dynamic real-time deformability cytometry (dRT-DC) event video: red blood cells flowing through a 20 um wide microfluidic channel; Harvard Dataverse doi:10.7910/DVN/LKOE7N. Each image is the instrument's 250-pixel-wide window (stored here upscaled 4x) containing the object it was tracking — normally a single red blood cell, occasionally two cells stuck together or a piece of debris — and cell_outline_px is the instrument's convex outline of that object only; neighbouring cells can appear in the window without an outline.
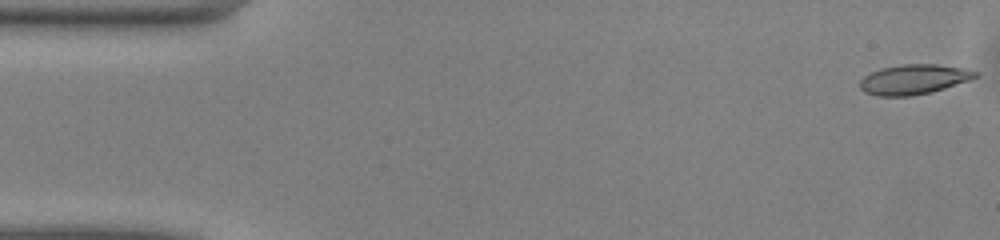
{"species": "common noctule bat (a hibernating species)", "species_latin": "Nyctalus noctula", "temperature_condition": "warm", "stored_images_in_passage": 49, "camera_frame_rate_fps": 3000, "um_per_image_px": 0.085, "animal": {"sex": "male", "body_mass_g": 13.0, "forearm_length_mm": 53.1}, "frame": {"image": 1, "passage_image": 1, "time_ms": 0.0, "image_size_px": [1000, 240], "cell_outline_px": [[980, 76], [932, 92], [912, 96], [876, 96], [864, 92], [860, 88], [860, 80], [864, 76], [880, 68], [900, 64], [936, 64], [960, 68], [980, 72]], "centroid_in_image_um": [77.65, 6.75], "position_along_channel_um": 7.4, "area_um2": 20.11}}
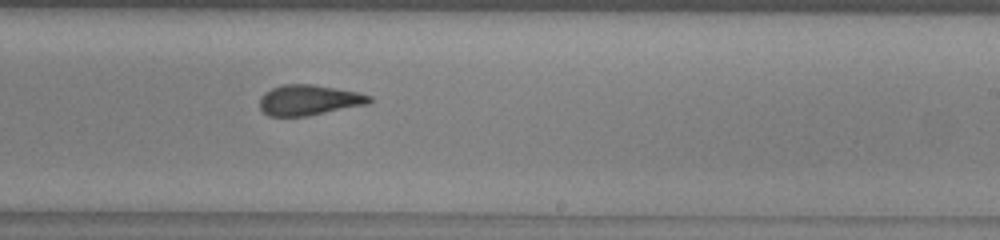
{"frame": {"image": 2, "passage_image": 29, "time_ms": 9.333, "image_size_px": [1000, 240], "cell_outline_px": [[372, 100], [368, 104], [308, 116], [268, 116], [260, 108], [260, 96], [264, 92], [272, 88], [284, 84], [312, 84], [356, 92], [372, 96]], "centroid_in_image_um": [26.24, 8.51], "position_along_channel_um": 262.8, "area_um2": 19.42}}
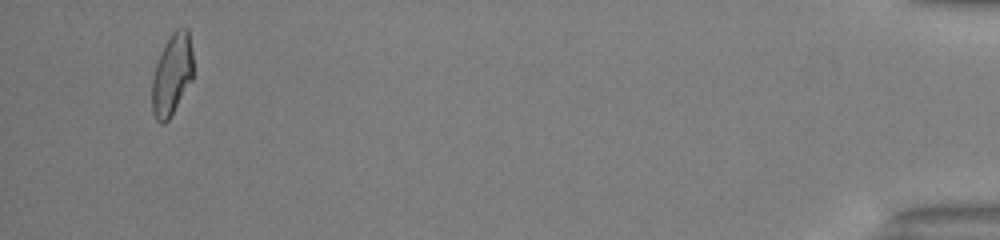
{"frame": {"image": 3, "passage_image": 47, "time_ms": 15.333, "image_size_px": [1000, 240], "cell_outline_px": [[192, 80], [168, 120], [164, 124], [160, 124], [156, 120], [152, 112], [152, 80], [156, 64], [172, 32], [176, 28], [188, 28], [192, 52]], "centroid_in_image_um": [14.61, 6.37], "position_along_channel_um": 420.6, "area_um2": 19.25}, "authors_computed_cell_mechanics": {"area_um2": 20.0566, "velocity_mm_per_s": 4.116, "shape_relaxation_time_tau1_ms": 6.5723, "shape_relaxation_time_tau2_ms": 1.7122, "deformation_change_tau1": 0.2043, "deformation_change_tau2": 0.105}}